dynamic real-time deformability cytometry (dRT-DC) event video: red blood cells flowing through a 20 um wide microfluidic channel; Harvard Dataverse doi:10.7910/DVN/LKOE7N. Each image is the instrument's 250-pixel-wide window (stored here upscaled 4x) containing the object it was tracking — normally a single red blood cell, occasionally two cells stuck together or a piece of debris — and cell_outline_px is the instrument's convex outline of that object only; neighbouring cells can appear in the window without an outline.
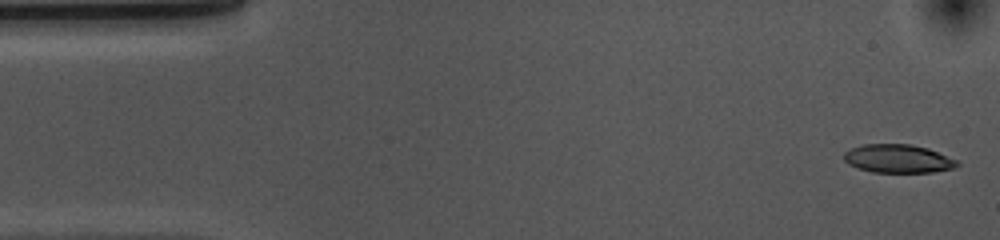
{"species": "common noctule bat (a hibernating species)", "species_latin": "Nyctalus noctula", "temperature_condition": "cold", "stored_images_in_passage": 53, "camera_frame_rate_fps": 3000, "um_per_image_px": 0.085, "animal": {"sex": "female", "body_mass_g": 10.0, "forearm_length_mm": 53.1}, "frame": {"image": 1, "passage_image": 1, "time_ms": 0.0, "image_size_px": [1000, 240], "cell_outline_px": [[960, 164], [956, 168], [932, 172], [872, 172], [848, 164], [844, 160], [844, 152], [848, 148], [864, 144], [912, 144], [928, 148], [960, 160]], "centroid_in_image_um": [76.38, 13.48], "position_along_channel_um": 8.6, "area_um2": 19.02}}
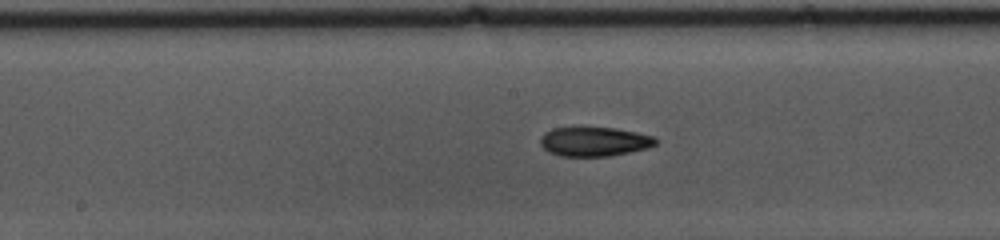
{"frame": {"image": 2, "passage_image": 25, "time_ms": 8.0, "image_size_px": [1000, 240], "cell_outline_px": [[660, 140], [656, 144], [648, 148], [608, 156], [560, 156], [548, 152], [540, 144], [540, 136], [544, 132], [552, 128], [616, 128], [656, 136]], "centroid_in_image_um": [50.53, 12.03], "position_along_channel_um": 197.7, "area_um2": 19.77}}
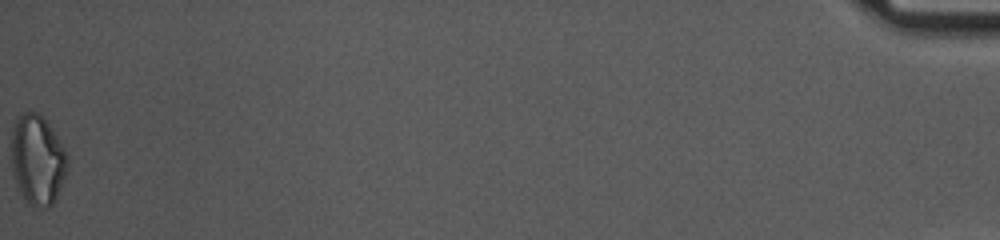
{"frame": {"image": 3, "passage_image": 53, "time_ms": 17.333, "image_size_px": [1000, 240], "cell_outline_px": [[68, 168], [64, 180], [52, 204], [48, 208], [44, 208], [28, 204], [24, 200], [20, 192], [12, 172], [12, 128], [16, 120], [24, 112], [36, 112], [48, 124], [64, 148], [68, 156]], "centroid_in_image_um": [3.19, 13.62], "position_along_channel_um": 432.0, "area_um2": 29.13}, "authors_computed_cell_mechanics": {"area_um2": 19.8832, "velocity_mm_per_s": 3.6743, "shape_relaxation_time_tau1_ms": 3.894, "shape_relaxation_time_tau2_ms": 4.9951, "deformation_change_tau1": 0.145, "deformation_change_tau2": 0.1341}}